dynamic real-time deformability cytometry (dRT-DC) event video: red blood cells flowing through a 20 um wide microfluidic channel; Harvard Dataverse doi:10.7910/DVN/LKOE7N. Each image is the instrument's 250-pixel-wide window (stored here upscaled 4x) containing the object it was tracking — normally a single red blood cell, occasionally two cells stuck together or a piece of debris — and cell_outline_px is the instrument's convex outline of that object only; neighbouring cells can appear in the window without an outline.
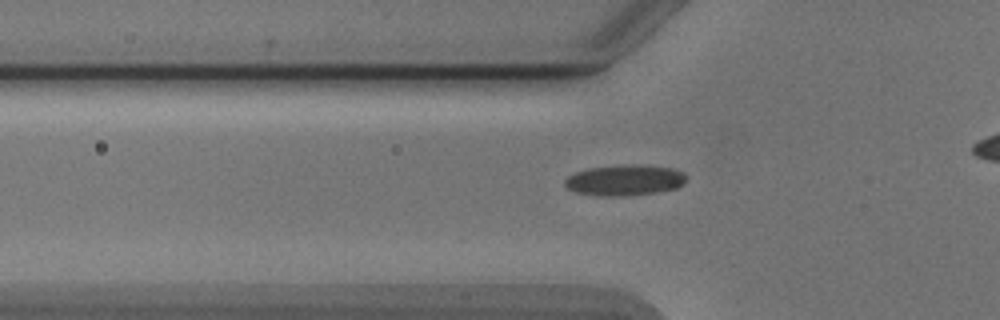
{"species": "Egyptian fruit bat (a non-hibernating species)", "species_latin": "Rousettus aegyptiacus", "temperature_condition": "cold", "stored_images_in_passage": 48, "camera_frame_rate_fps": 3000, "um_per_image_px": 0.085, "animal": {"sex": "male"}, "frame": {"image": 1, "passage_image": 18, "time_ms": 5.667, "image_size_px": [1000, 320], "cell_outline_px": [[688, 176], [684, 184], [676, 188], [656, 192], [624, 196], [600, 196], [576, 192], [568, 188], [564, 184], [564, 180], [568, 176], [576, 172], [588, 168], [632, 164], [640, 164], [672, 168], [684, 172]], "centroid_in_image_um": [53.13, 15.31], "position_along_channel_um": 72.7, "area_um2": 21.91}}
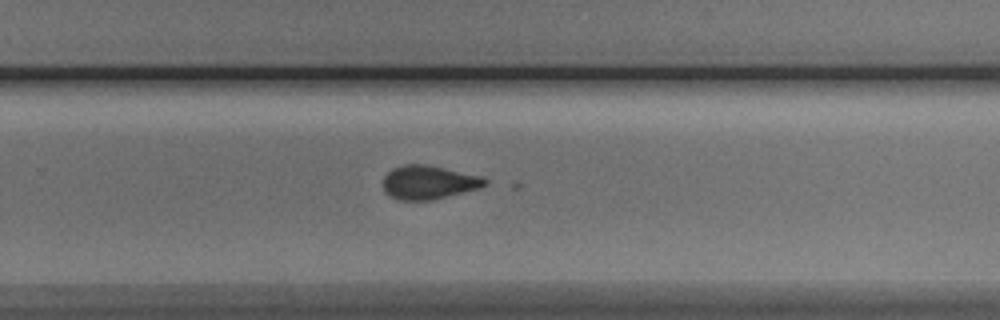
{"frame": {"image": 2, "passage_image": 35, "time_ms": 11.333, "image_size_px": [1000, 320], "cell_outline_px": [[488, 184], [480, 188], [432, 200], [400, 200], [392, 196], [384, 188], [384, 176], [392, 168], [404, 164], [424, 164], [484, 176], [488, 180]], "centroid_in_image_um": [36.49, 15.49], "position_along_channel_um": 293.3, "area_um2": 19.94}}
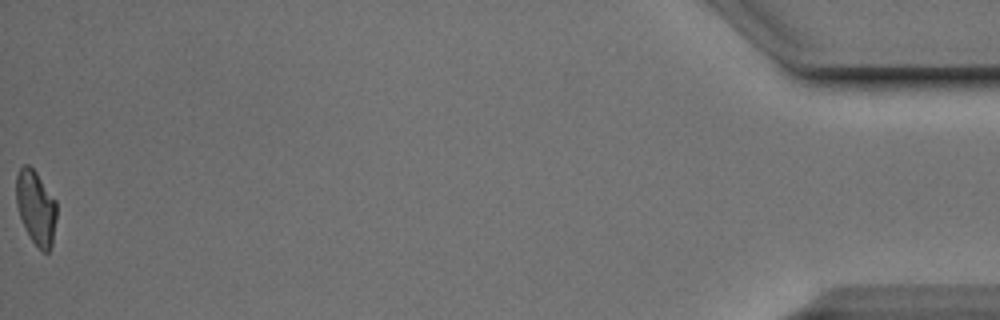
{"frame": {"image": 3, "passage_image": 48, "time_ms": 15.667, "image_size_px": [1000, 320], "cell_outline_px": [[56, 220], [52, 244], [48, 252], [44, 252], [32, 240], [20, 216], [16, 204], [16, 176], [20, 168], [24, 164], [28, 164], [36, 172], [56, 200]], "centroid_in_image_um": [3.06, 17.6], "position_along_channel_um": 432.1, "area_um2": 17.22}, "authors_computed_cell_mechanics": {"area_um2": 20.0566, "velocity_mm_per_s": 3.9042, "shape_relaxation_time_tau1_ms": 10.5491, "shape_relaxation_time_tau2_ms": null, "deformation_change_tau1": 0.2676, "deformation_change_tau2": null}}